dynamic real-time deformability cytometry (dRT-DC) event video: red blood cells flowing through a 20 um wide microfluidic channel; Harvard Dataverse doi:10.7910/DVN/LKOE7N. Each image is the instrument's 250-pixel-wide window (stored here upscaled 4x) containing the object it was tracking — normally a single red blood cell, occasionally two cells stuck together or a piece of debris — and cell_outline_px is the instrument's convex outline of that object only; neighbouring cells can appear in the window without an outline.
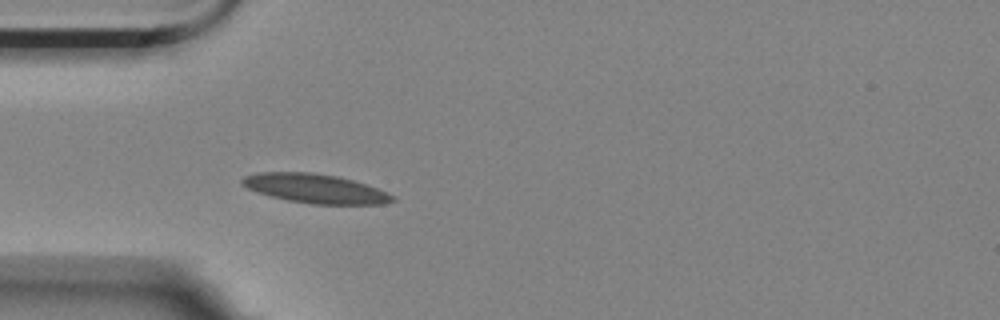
{"species": "Egyptian fruit bat (a non-hibernating species)", "species_latin": "Rousettus aegyptiacus", "temperature_condition": "room temperature", "stored_images_in_passage": 5, "camera_frame_rate_fps": 3000, "um_per_image_px": 0.085, "animal": {"sex": "female"}, "frame": {"image": 1, "passage_image": 5, "time_ms": 1.333, "image_size_px": [1000, 320], "cell_outline_px": [[396, 200], [384, 204], [312, 204], [288, 200], [256, 192], [240, 184], [240, 180], [244, 176], [260, 172], [312, 172], [336, 176], [352, 180], [388, 192]], "centroid_in_image_um": [26.76, 16.02], "position_along_channel_um": 58.2, "area_um2": 25.37}}